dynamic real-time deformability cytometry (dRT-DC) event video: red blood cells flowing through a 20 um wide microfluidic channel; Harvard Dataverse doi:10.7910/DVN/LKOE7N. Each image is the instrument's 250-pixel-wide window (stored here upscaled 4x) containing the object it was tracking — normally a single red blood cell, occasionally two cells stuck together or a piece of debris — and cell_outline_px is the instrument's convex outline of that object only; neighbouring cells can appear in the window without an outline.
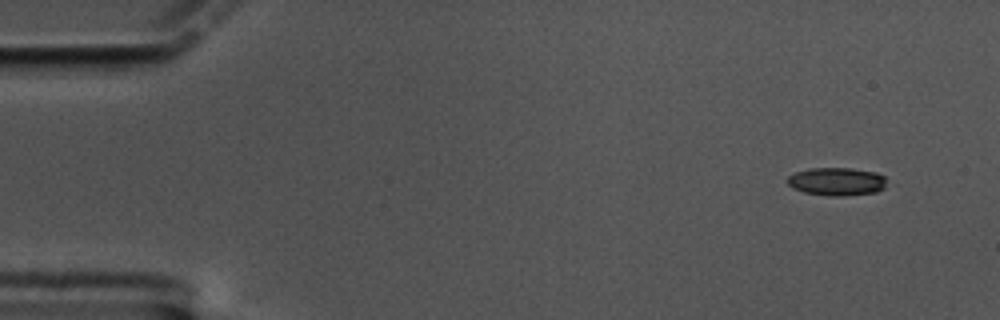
{"species": "common noctule bat (a hibernating species)", "species_latin": "Nyctalus noctula", "temperature_condition": "cold", "stored_images_in_passage": 57, "camera_frame_rate_fps": 3000, "um_per_image_px": 0.085, "animal": {"sex": "male", "body_mass_g": 17.5, "forearm_length_mm": 52.3}, "frame": {"image": 1, "passage_image": 1, "time_ms": 0.0, "image_size_px": [1000, 320], "cell_outline_px": [[884, 188], [876, 192], [844, 196], [828, 196], [804, 192], [792, 188], [788, 184], [788, 176], [796, 172], [808, 168], [852, 168], [876, 172], [884, 176]], "centroid_in_image_um": [71.1, 15.43], "position_along_channel_um": 13.9, "area_um2": 16.24}}
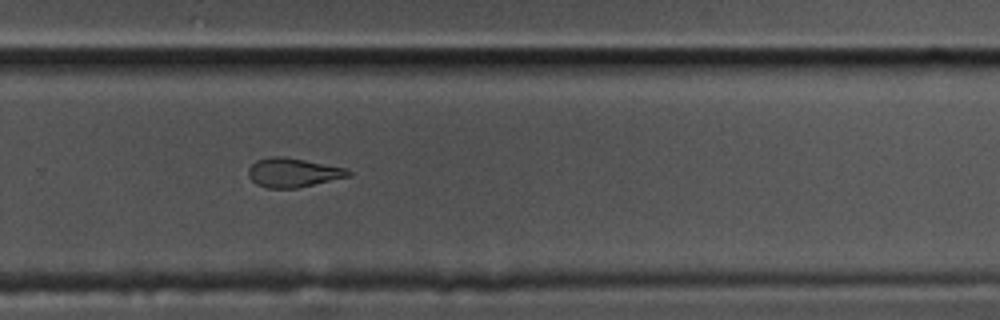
{"frame": {"image": 2, "passage_image": 37, "time_ms": 12.0, "image_size_px": [1000, 320], "cell_outline_px": [[352, 176], [296, 188], [268, 188], [256, 184], [248, 176], [248, 168], [256, 160], [272, 156], [284, 156], [344, 168], [352, 172]], "centroid_in_image_um": [24.89, 14.67], "position_along_channel_um": 304.9, "area_um2": 16.88}}
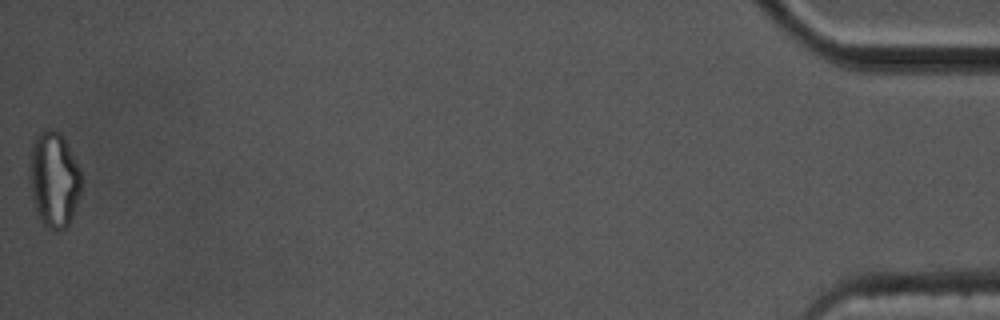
{"frame": {"image": 3, "passage_image": 57, "time_ms": 18.667, "image_size_px": [1000, 320], "cell_outline_px": [[84, 176], [80, 196], [72, 216], [68, 224], [64, 228], [56, 232], [48, 228], [36, 216], [28, 180], [28, 168], [32, 144], [36, 132], [44, 128], [52, 128], [60, 132], [64, 136]], "centroid_in_image_um": [4.58, 15.22], "position_along_channel_um": 430.6, "area_um2": 30.11}, "authors_computed_cell_mechanics": {"area_um2": 17.3978, "velocity_mm_per_s": 3.3453, "shape_relaxation_time_tau1_ms": null, "shape_relaxation_time_tau2_ms": 6.0847, "deformation_change_tau1": null, "deformation_change_tau2": 0.1321}}